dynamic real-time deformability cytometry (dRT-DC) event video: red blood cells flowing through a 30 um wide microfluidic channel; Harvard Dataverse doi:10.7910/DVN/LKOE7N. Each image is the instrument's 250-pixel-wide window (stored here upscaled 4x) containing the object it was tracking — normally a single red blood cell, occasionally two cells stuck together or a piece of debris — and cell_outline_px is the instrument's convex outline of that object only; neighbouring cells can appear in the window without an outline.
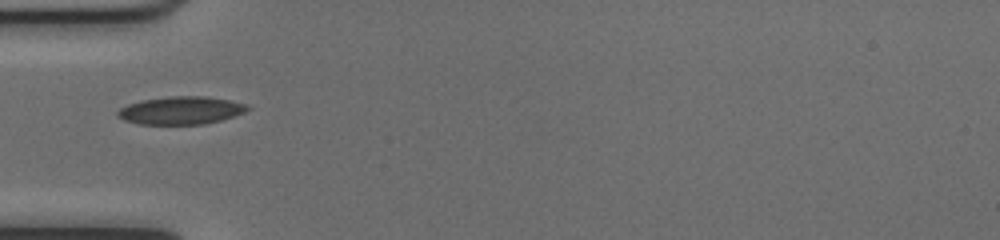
{"species": "common noctule bat (a hibernating species)", "species_latin": "Nyctalus noctula", "temperature_condition": "cold", "stored_images_in_passage": 28, "camera_frame_rate_fps": 3000, "um_per_image_px": 0.085, "animal": {"sex": "female", "body_mass_g": 17.0, "forearm_length_mm": 48.0}, "frame": {"image": 1, "passage_image": 1, "time_ms": 0.0, "image_size_px": [1000, 240], "cell_outline_px": [[252, 108], [244, 112], [220, 120], [204, 124], [136, 124], [124, 120], [116, 116], [116, 112], [120, 108], [128, 104], [144, 100], [168, 96], [204, 96], [228, 100], [244, 104]], "centroid_in_image_um": [15.33, 9.39], "position_along_channel_um": 69.7, "area_um2": 20.92}}
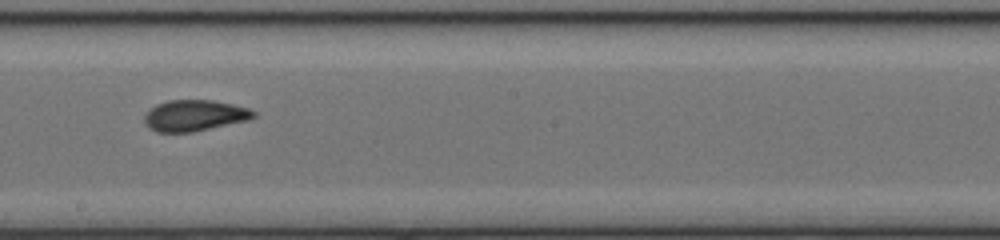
{"frame": {"image": 2, "passage_image": 13, "time_ms": 4.0, "image_size_px": [1000, 240], "cell_outline_px": [[256, 116], [248, 120], [192, 132], [156, 132], [144, 120], [144, 116], [156, 104], [168, 100], [212, 100], [232, 104], [248, 108], [256, 112]], "centroid_in_image_um": [16.56, 9.81], "position_along_channel_um": 231.6, "area_um2": 19.54}}
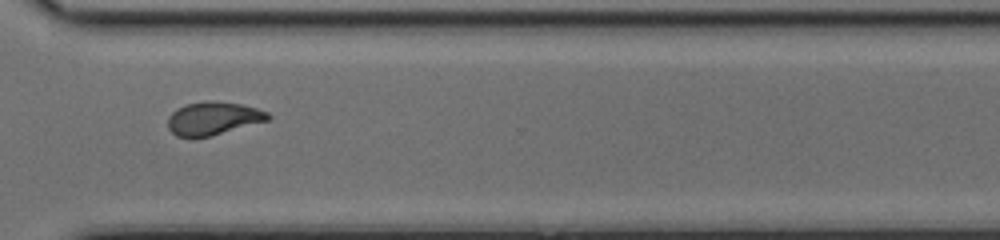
{"frame": {"image": 3, "passage_image": 22, "time_ms": 7.0, "image_size_px": [1000, 240], "cell_outline_px": [[272, 116], [268, 120], [212, 136], [176, 136], [168, 128], [168, 116], [176, 108], [184, 104], [204, 100], [212, 100], [240, 104], [256, 108], [268, 112]], "centroid_in_image_um": [18.11, 10.04], "position_along_channel_um": 352.5, "area_um2": 19.36}, "authors_computed_cell_mechanics": {"area_um2": 19.7387, "velocity_mm_per_s": 4.0347, "shape_relaxation_time_tau1_ms": null, "shape_relaxation_time_tau2_ms": 1.5016, "deformation_change_tau1": null, "deformation_change_tau2": 0.0606}}